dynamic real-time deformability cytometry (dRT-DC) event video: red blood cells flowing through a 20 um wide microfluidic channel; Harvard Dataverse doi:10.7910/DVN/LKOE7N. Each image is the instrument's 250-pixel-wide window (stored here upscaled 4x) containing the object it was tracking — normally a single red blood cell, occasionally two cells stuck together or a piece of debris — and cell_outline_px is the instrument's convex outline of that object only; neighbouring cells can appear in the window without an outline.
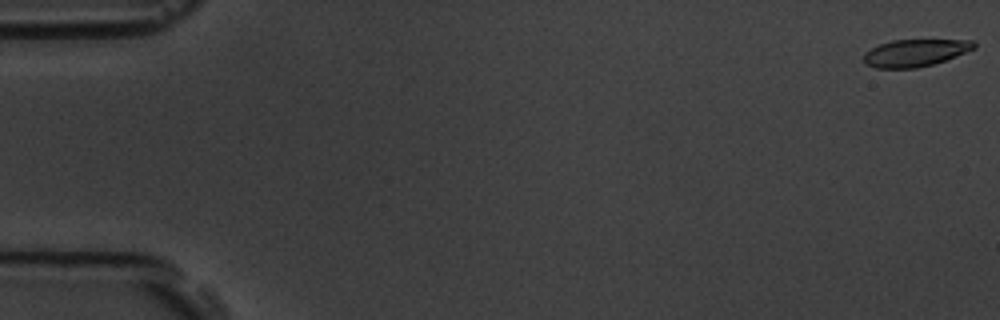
{"species": "common noctule bat (a hibernating species)", "species_latin": "Nyctalus noctula", "temperature_condition": "room temperature", "stored_images_in_passage": 6, "camera_frame_rate_fps": 3000, "um_per_image_px": 0.085, "animal": {"sex": "male", "body_mass_g": 19.5, "forearm_length_mm": 54.6}, "frame": {"image": 1, "passage_image": 1, "time_ms": 0.0, "image_size_px": [1000, 320], "cell_outline_px": [[976, 48], [944, 60], [932, 64], [916, 68], [876, 68], [864, 64], [864, 52], [880, 44], [892, 40], [972, 40], [976, 44]], "centroid_in_image_um": [77.76, 4.49], "position_along_channel_um": 7.2, "area_um2": 17.34}}
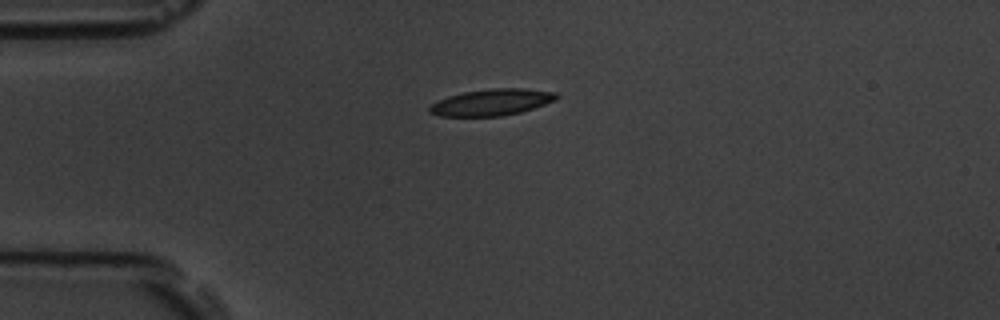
{"frame": {"image": 2, "passage_image": 5, "time_ms": 4.667, "image_size_px": [1000, 320], "cell_outline_px": [[560, 96], [556, 100], [520, 112], [500, 116], [440, 116], [428, 112], [428, 108], [432, 104], [448, 96], [464, 92], [492, 88], [524, 88], [556, 92]], "centroid_in_image_um": [41.81, 8.69], "position_along_channel_um": 43.2, "area_um2": 19.48}}